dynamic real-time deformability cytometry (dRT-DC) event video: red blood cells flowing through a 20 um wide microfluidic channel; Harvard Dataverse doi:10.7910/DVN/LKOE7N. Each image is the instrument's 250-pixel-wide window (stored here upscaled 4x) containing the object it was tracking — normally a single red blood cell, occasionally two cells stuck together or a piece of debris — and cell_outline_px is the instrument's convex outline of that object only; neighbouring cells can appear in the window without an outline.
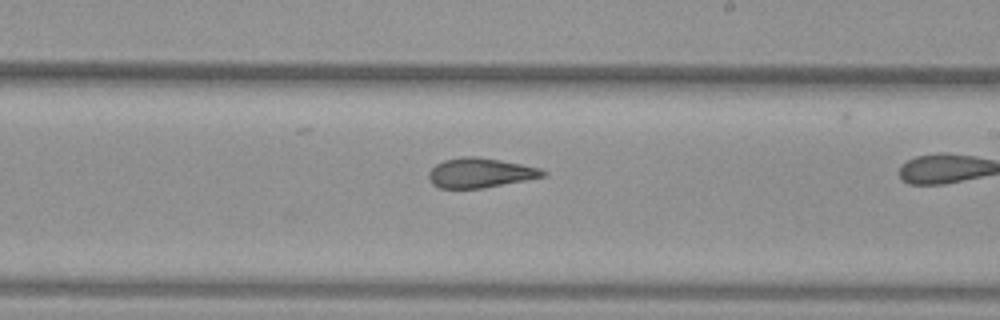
{"species": "common noctule bat (a hibernating species)", "species_latin": "Nyctalus noctula", "temperature_condition": "warm", "stored_images_in_passage": 22, "camera_frame_rate_fps": 3000, "um_per_image_px": 0.085, "animal": {"sex": "female", "body_mass_g": 29.2, "forearm_length_mm": 56.3}, "frame": {"image": 1, "passage_image": 15, "time_ms": 4.667, "image_size_px": [1000, 320], "cell_outline_px": [[548, 172], [544, 176], [524, 180], [480, 188], [440, 188], [432, 184], [428, 176], [428, 172], [436, 164], [444, 160], [460, 156], [476, 156], [500, 160], [540, 168]], "centroid_in_image_um": [40.77, 14.68], "position_along_channel_um": 248.2, "area_um2": 19.54}}
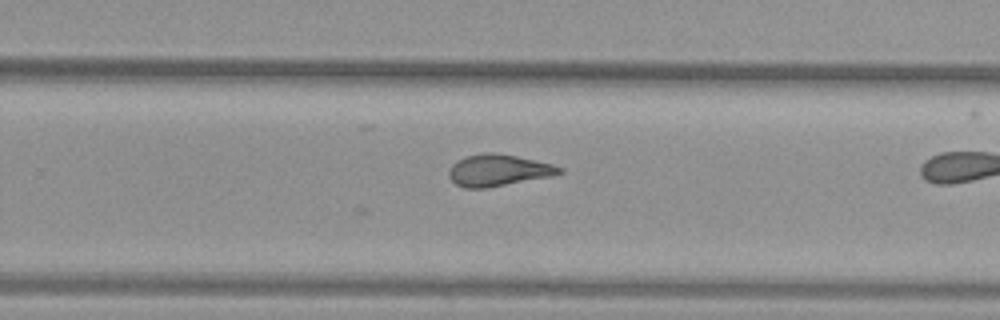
{"frame": {"image": 2, "passage_image": 18, "time_ms": 5.667, "image_size_px": [1000, 320], "cell_outline_px": [[564, 172], [552, 176], [488, 188], [464, 188], [456, 184], [448, 176], [448, 172], [452, 164], [468, 156], [484, 152], [496, 152], [516, 156], [552, 164], [564, 168]], "centroid_in_image_um": [42.37, 14.48], "position_along_channel_um": 287.4, "area_um2": 20.4}}